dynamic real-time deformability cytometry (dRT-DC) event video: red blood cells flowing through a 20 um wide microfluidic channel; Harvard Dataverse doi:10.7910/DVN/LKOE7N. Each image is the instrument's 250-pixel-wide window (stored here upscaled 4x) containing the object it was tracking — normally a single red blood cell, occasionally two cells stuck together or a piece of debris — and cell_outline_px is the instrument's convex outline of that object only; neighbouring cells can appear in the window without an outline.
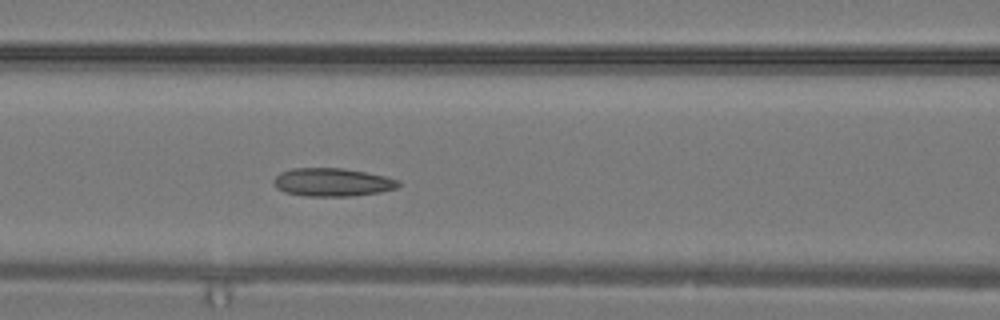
{"species": "common noctule bat (a hibernating species)", "species_latin": "Nyctalus noctula", "temperature_condition": "warm", "stored_images_in_passage": 7, "camera_frame_rate_fps": 3000, "um_per_image_px": 0.085, "animal": {"sex": "male", "body_mass_g": 19.2, "forearm_length_mm": 51.8}, "frame": {"image": 1, "passage_image": 5, "time_ms": 1.333, "image_size_px": [1000, 320], "cell_outline_px": [[400, 184], [396, 188], [380, 192], [352, 196], [304, 196], [284, 192], [276, 188], [276, 176], [280, 172], [292, 168], [344, 168], [384, 176], [400, 180]], "centroid_in_image_um": [28.26, 15.49], "position_along_channel_um": 138.3, "area_um2": 20.4}}
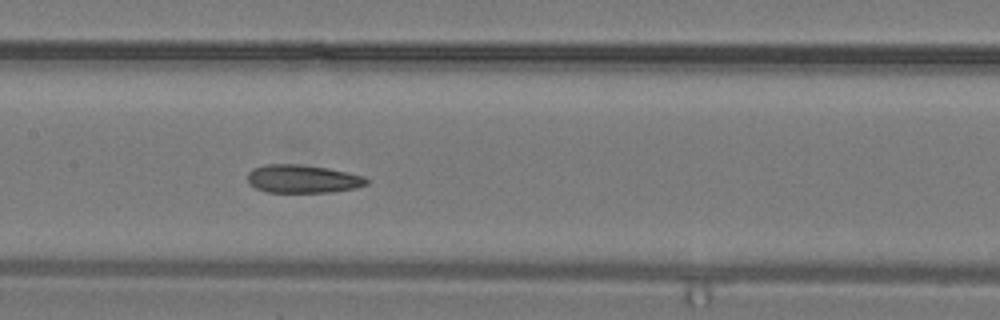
{"frame": {"image": 2, "passage_image": 7, "time_ms": 2.0, "image_size_px": [1000, 320], "cell_outline_px": [[368, 184], [356, 188], [332, 192], [268, 192], [256, 188], [248, 184], [248, 172], [252, 168], [268, 164], [300, 164], [328, 168], [364, 176], [368, 180]], "centroid_in_image_um": [25.72, 15.2], "position_along_channel_um": 181.7, "area_um2": 19.59}}